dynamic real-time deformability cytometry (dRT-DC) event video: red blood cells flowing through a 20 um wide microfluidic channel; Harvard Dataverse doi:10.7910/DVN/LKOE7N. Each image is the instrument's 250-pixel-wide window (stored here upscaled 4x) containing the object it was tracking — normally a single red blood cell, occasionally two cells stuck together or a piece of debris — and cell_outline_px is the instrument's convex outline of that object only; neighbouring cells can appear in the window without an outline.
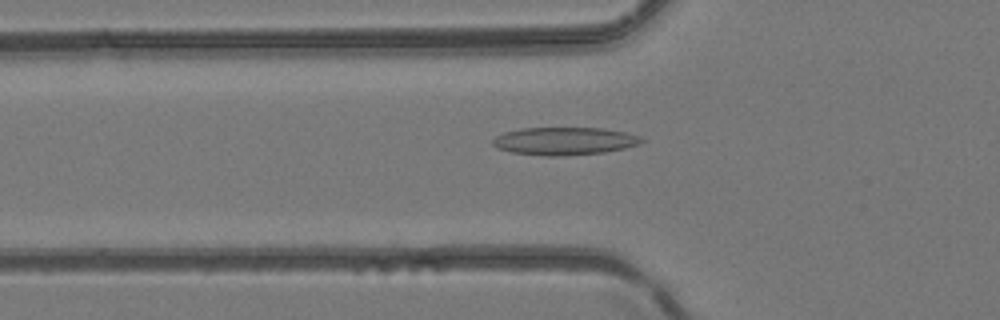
{"species": "common noctule bat (a hibernating species)", "species_latin": "Nyctalus noctula", "temperature_condition": "room temperature", "stored_images_in_passage": 31, "camera_frame_rate_fps": 3000, "um_per_image_px": 0.085, "animal": {"sex": "female", "body_mass_g": 24.6, "forearm_length_mm": 56.2}, "frame": {"image": 1, "passage_image": 7, "time_ms": 2.0, "image_size_px": [1000, 320], "cell_outline_px": [[644, 140], [636, 144], [624, 148], [604, 152], [556, 156], [548, 156], [512, 152], [496, 148], [492, 144], [492, 140], [496, 136], [504, 132], [524, 128], [600, 128], [624, 132], [640, 136]], "centroid_in_image_um": [47.92, 11.98], "position_along_channel_um": 77.9, "area_um2": 23.76}}
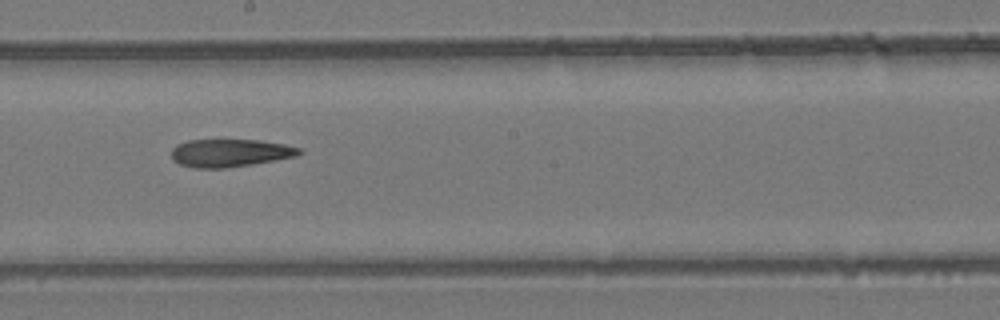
{"frame": {"image": 2, "passage_image": 17, "time_ms": 5.333, "image_size_px": [1000, 320], "cell_outline_px": [[304, 152], [296, 156], [224, 168], [196, 168], [180, 164], [172, 160], [172, 148], [176, 144], [188, 140], [260, 140], [284, 144], [300, 148]], "centroid_in_image_um": [19.52, 12.99], "position_along_channel_um": 228.7, "area_um2": 20.52}}
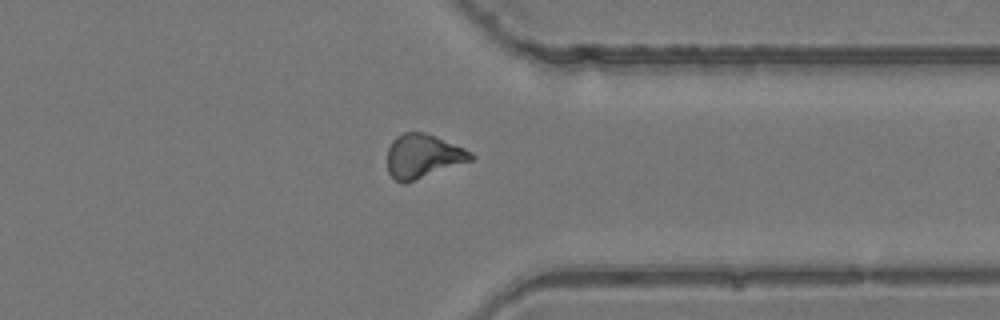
{"frame": {"image": 3, "passage_image": 27, "time_ms": 8.667, "image_size_px": [1000, 320], "cell_outline_px": [[476, 156], [472, 160], [404, 184], [396, 180], [388, 172], [388, 148], [392, 140], [396, 136], [404, 132], [424, 132], [464, 148], [472, 152]], "centroid_in_image_um": [35.94, 13.27], "position_along_channel_um": 375.5, "area_um2": 21.21}}